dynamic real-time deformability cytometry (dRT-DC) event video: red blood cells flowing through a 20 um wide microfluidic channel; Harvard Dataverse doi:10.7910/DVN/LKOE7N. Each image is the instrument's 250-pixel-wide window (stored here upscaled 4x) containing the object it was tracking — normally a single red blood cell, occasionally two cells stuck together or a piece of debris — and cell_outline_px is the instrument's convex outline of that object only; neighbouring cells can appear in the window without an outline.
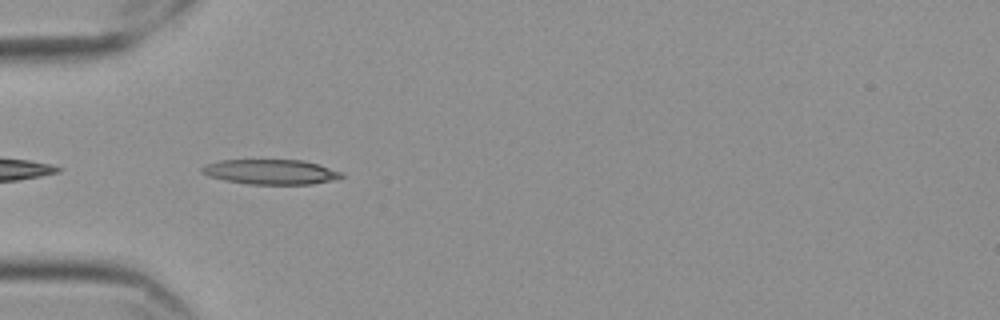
{"species": "Egyptian fruit bat (a non-hibernating species)", "species_latin": "Rousettus aegyptiacus", "temperature_condition": "cold", "stored_images_in_passage": 26, "camera_frame_rate_fps": 3000, "um_per_image_px": 0.085, "frame": {"image": 1, "passage_image": 1, "time_ms": 0.0, "image_size_px": [1000, 320], "cell_outline_px": [[344, 176], [336, 180], [312, 184], [248, 184], [208, 176], [200, 172], [200, 168], [204, 164], [220, 160], [304, 160], [340, 172]], "centroid_in_image_um": [22.98, 14.61], "position_along_channel_um": 62.0, "area_um2": 20.17}}
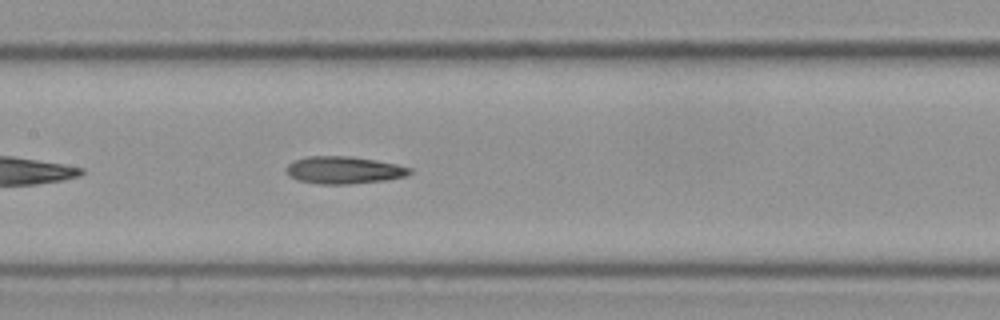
{"frame": {"image": 2, "passage_image": 11, "time_ms": 3.333, "image_size_px": [1000, 320], "cell_outline_px": [[412, 172], [404, 176], [388, 180], [348, 184], [320, 184], [300, 180], [292, 176], [284, 168], [288, 164], [296, 160], [308, 156], [348, 156], [376, 160], [396, 164], [412, 168]], "centroid_in_image_um": [29.26, 14.45], "position_along_channel_um": 178.1, "area_um2": 19.48}}
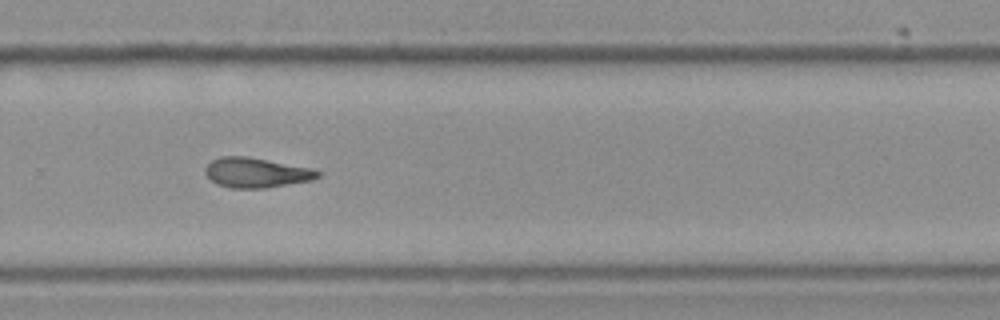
{"frame": {"image": 3, "passage_image": 22, "time_ms": 7.0, "image_size_px": [1000, 320], "cell_outline_px": [[320, 176], [312, 180], [264, 188], [232, 188], [216, 184], [204, 172], [204, 168], [212, 160], [220, 156], [248, 156], [308, 168], [320, 172]], "centroid_in_image_um": [21.73, 14.67], "position_along_channel_um": 308.1, "area_um2": 19.36}}